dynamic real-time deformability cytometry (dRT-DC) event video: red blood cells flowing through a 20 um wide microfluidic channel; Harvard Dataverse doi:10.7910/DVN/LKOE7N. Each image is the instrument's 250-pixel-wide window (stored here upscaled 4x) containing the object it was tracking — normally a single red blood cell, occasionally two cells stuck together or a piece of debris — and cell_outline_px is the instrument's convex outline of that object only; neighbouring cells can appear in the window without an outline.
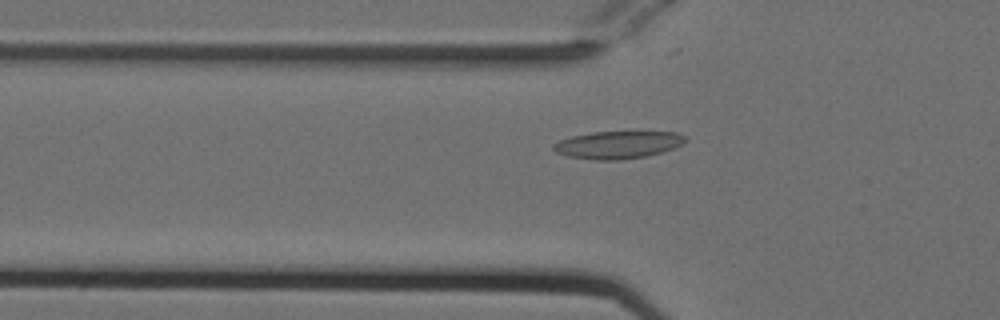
{"species": "Egyptian fruit bat (a non-hibernating species)", "species_latin": "Rousettus aegyptiacus", "temperature_condition": "cold", "stored_images_in_passage": 43, "camera_frame_rate_fps": 3000, "um_per_image_px": 0.085, "animal": {"sex": "female"}, "frame": {"image": 1, "passage_image": 7, "time_ms": 2.0, "image_size_px": [1000, 320], "cell_outline_px": [[688, 140], [672, 148], [660, 152], [644, 156], [620, 160], [596, 160], [568, 156], [556, 152], [552, 148], [552, 144], [560, 140], [572, 136], [592, 132], [676, 132], [688, 136]], "centroid_in_image_um": [52.51, 12.3], "position_along_channel_um": 73.3, "area_um2": 20.98}}
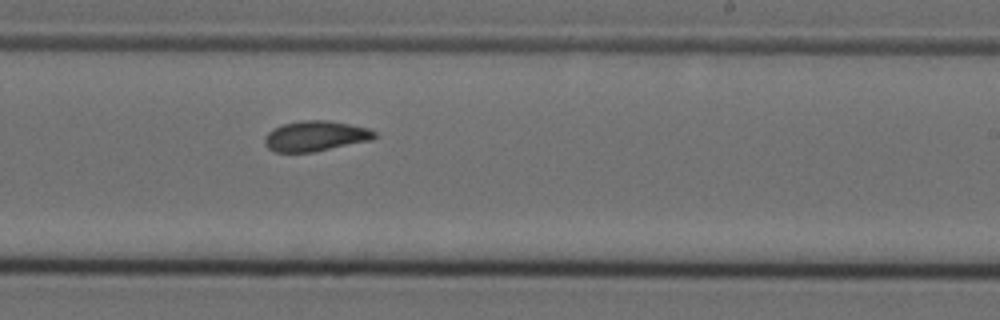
{"frame": {"image": 2, "passage_image": 22, "time_ms": 7.0, "image_size_px": [1000, 320], "cell_outline_px": [[376, 136], [372, 140], [312, 152], [276, 152], [268, 148], [264, 144], [264, 136], [272, 128], [284, 124], [300, 120], [328, 120], [368, 128], [376, 132]], "centroid_in_image_um": [26.79, 11.56], "position_along_channel_um": 262.2, "area_um2": 19.42}}
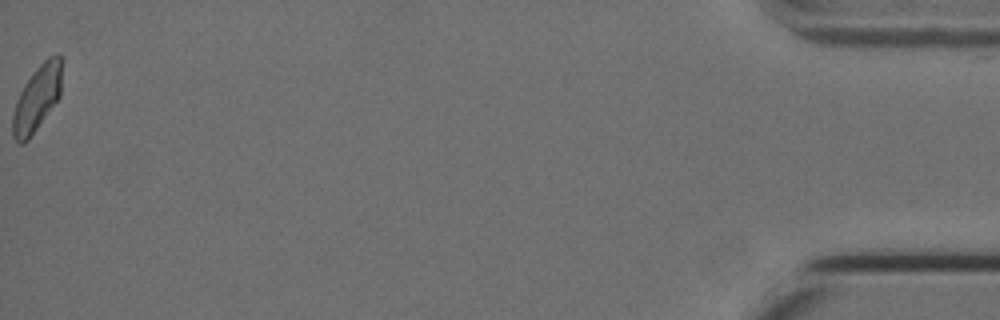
{"frame": {"image": 3, "passage_image": 43, "time_ms": 14.0, "image_size_px": [1000, 320], "cell_outline_px": [[60, 96], [28, 140], [24, 144], [20, 144], [12, 136], [12, 116], [16, 100], [24, 84], [36, 68], [48, 56], [56, 52], [60, 56]], "centroid_in_image_um": [3.11, 8.37], "position_along_channel_um": 432.1, "area_um2": 18.55}, "authors_computed_cell_mechanics": {"area_um2": 19.074, "velocity_mm_per_s": 3.775, "shape_relaxation_time_tau1_ms": 5.1212, "shape_relaxation_time_tau2_ms": 2.3431, "deformation_change_tau1": 0.1419, "deformation_change_tau2": 0.0788}}